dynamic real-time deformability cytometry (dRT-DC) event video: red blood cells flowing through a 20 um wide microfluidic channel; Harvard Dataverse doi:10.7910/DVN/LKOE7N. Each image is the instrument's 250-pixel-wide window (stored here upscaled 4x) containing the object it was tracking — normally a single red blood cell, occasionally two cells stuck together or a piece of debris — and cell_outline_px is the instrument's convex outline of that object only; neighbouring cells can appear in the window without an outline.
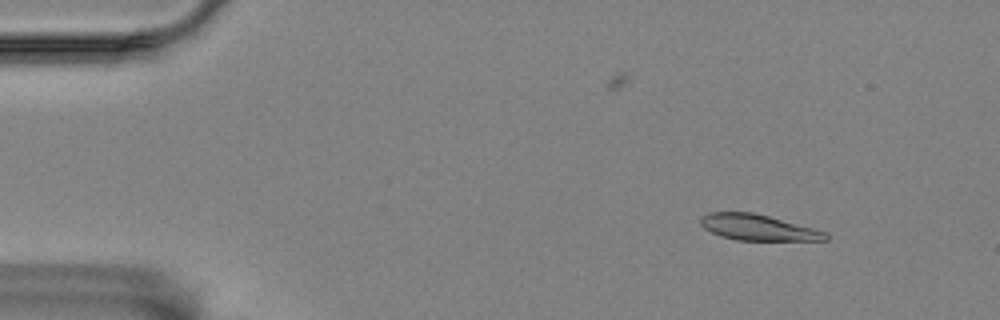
{"species": "Egyptian fruit bat (a non-hibernating species)", "species_latin": "Rousettus aegyptiacus", "temperature_condition": "room temperature", "stored_images_in_passage": 3, "camera_frame_rate_fps": 3000, "um_per_image_px": 0.085, "animal": {"sex": "female"}, "frame": {"image": 1, "passage_image": 1, "time_ms": 0.0, "image_size_px": [1000, 320], "cell_outline_px": [[828, 240], [736, 240], [720, 236], [704, 228], [700, 224], [700, 216], [708, 212], [752, 212], [768, 216], [812, 228], [824, 232], [828, 236]], "centroid_in_image_um": [64.35, 19.33], "position_along_channel_um": 20.7, "area_um2": 18.61}}